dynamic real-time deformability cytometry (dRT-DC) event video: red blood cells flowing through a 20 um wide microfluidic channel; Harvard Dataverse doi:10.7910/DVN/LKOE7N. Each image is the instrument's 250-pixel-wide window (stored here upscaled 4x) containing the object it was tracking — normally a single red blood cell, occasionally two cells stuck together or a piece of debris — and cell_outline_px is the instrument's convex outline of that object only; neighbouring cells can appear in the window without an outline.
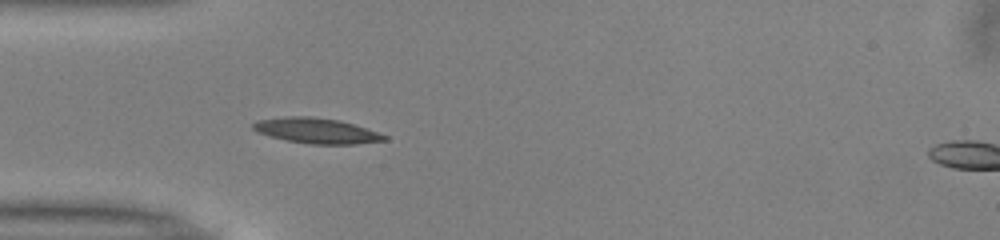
{"species": "common noctule bat (a hibernating species)", "species_latin": "Nyctalus noctula", "temperature_condition": "warm", "stored_images_in_passage": 37, "camera_frame_rate_fps": 3000, "um_per_image_px": 0.085, "animal": {"sex": "male", "body_mass_g": 13.0, "forearm_length_mm": 53.1}, "frame": {"image": 1, "passage_image": 1, "time_ms": 0.0, "image_size_px": [1000, 240], "cell_outline_px": [[388, 140], [356, 144], [308, 144], [268, 136], [256, 132], [252, 128], [252, 124], [256, 120], [284, 116], [312, 116], [340, 120], [388, 136]], "centroid_in_image_um": [26.85, 11.1], "position_along_channel_um": 58.2, "area_um2": 19.48}}
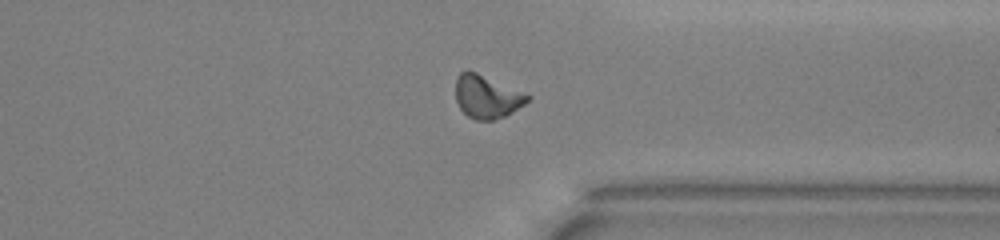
{"frame": {"image": 2, "passage_image": 25, "time_ms": 8.0, "image_size_px": [1000, 240], "cell_outline_px": [[532, 96], [524, 104], [512, 112], [504, 116], [492, 120], [476, 120], [468, 116], [460, 108], [456, 100], [456, 76], [460, 72], [468, 68]], "centroid_in_image_um": [41.35, 8.19], "position_along_channel_um": 370.0, "area_um2": 18.03}}
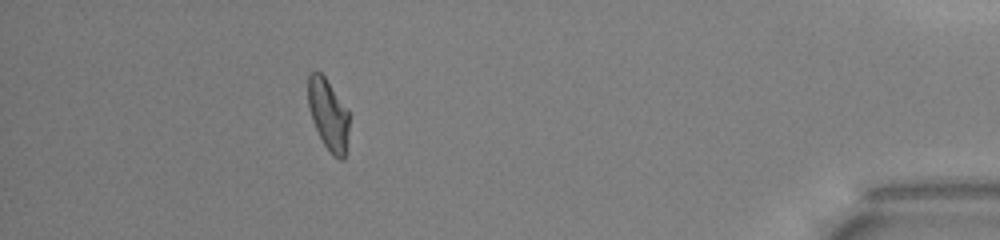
{"frame": {"image": 3, "passage_image": 32, "time_ms": 10.333, "image_size_px": [1000, 240], "cell_outline_px": [[348, 132], [344, 160], [340, 160], [332, 156], [324, 144], [312, 120], [308, 104], [308, 72], [316, 68], [324, 76], [348, 108]], "centroid_in_image_um": [27.89, 9.69], "position_along_channel_um": 407.3, "area_um2": 17.17}, "authors_computed_cell_mechanics": {"area_um2": 17.5134, "velocity_mm_per_s": 3.9698, "shape_relaxation_time_tau1_ms": 6.7935, "shape_relaxation_time_tau2_ms": 3.8853, "deformation_change_tau1": 0.1997, "deformation_change_tau2": 0.1043}}